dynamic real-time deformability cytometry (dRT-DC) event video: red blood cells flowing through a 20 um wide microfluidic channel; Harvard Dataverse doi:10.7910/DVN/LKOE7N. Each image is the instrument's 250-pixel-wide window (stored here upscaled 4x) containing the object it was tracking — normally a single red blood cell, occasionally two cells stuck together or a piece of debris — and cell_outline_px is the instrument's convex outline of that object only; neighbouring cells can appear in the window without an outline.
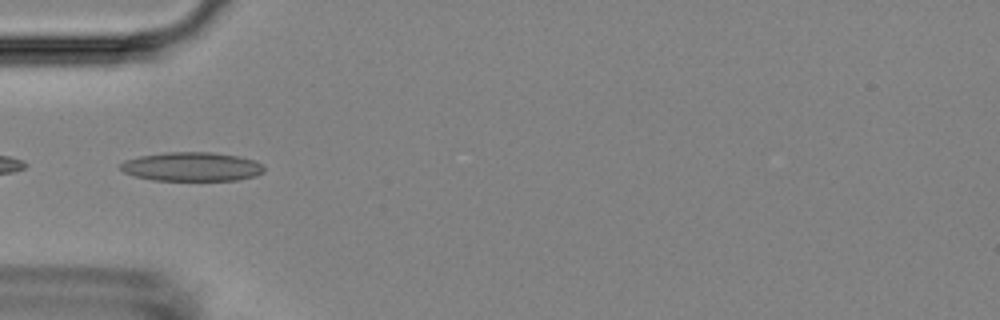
{"species": "Egyptian fruit bat (a non-hibernating species)", "species_latin": "Rousettus aegyptiacus", "temperature_condition": "room temperature", "stored_images_in_passage": 19, "camera_frame_rate_fps": 3000, "um_per_image_px": 0.085, "animal": {"sex": "female"}, "frame": {"image": 1, "passage_image": 16, "time_ms": 5.0, "image_size_px": [1000, 320], "cell_outline_px": [[264, 172], [256, 176], [236, 180], [152, 180], [136, 176], [124, 172], [120, 168], [120, 164], [124, 160], [140, 156], [164, 152], [212, 152], [236, 156], [256, 160], [264, 168]], "centroid_in_image_um": [16.3, 14.16], "position_along_channel_um": 68.7, "area_um2": 24.22}}